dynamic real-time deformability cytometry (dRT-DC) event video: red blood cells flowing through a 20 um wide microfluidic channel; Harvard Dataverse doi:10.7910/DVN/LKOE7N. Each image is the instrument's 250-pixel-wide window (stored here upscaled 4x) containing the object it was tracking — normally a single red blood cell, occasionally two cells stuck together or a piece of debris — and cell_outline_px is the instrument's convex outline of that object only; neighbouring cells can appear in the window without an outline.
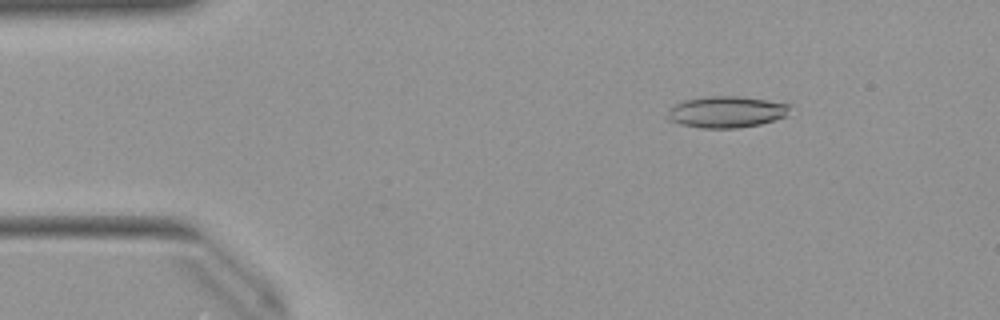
{"species": "Egyptian fruit bat (a non-hibernating species)", "species_latin": "Rousettus aegyptiacus", "temperature_condition": "warm", "stored_images_in_passage": 19, "camera_frame_rate_fps": 3000, "um_per_image_px": 0.085, "animal": {"sex": "female"}, "frame": {"image": 1, "passage_image": 6, "time_ms": 1.667, "image_size_px": [1000, 320], "cell_outline_px": [[792, 104], [788, 116], [776, 120], [760, 124], [740, 128], [700, 128], [680, 124], [668, 120], [664, 116], [676, 104], [684, 100], [708, 96], [740, 96]], "centroid_in_image_um": [61.78, 9.52], "position_along_channel_um": 23.2, "area_um2": 22.72}}
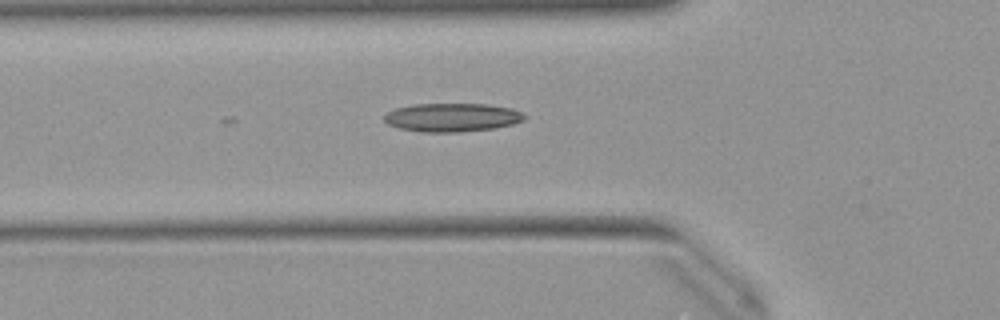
{"frame": {"image": 2, "passage_image": 16, "time_ms": 5.0, "image_size_px": [1000, 320], "cell_outline_px": [[528, 116], [524, 120], [512, 124], [496, 128], [460, 132], [420, 132], [400, 128], [388, 124], [384, 120], [384, 116], [388, 112], [396, 108], [416, 104], [488, 104], [512, 108]], "centroid_in_image_um": [38.46, 9.98], "position_along_channel_um": 87.3, "area_um2": 23.35}}
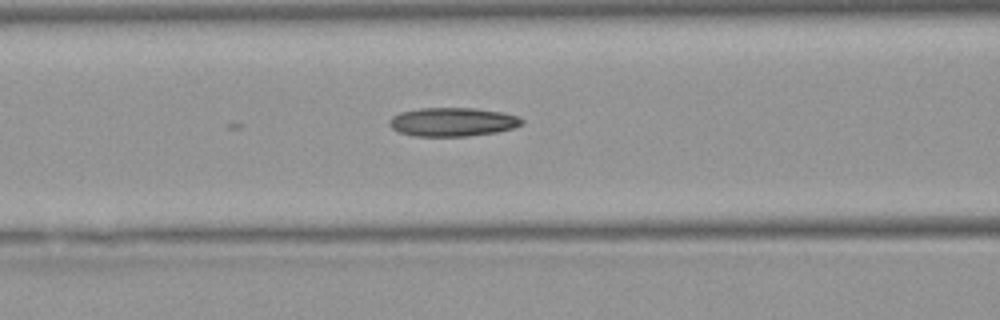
{"frame": {"image": 3, "passage_image": 19, "time_ms": 6.0, "image_size_px": [1000, 320], "cell_outline_px": [[524, 124], [512, 128], [496, 132], [468, 136], [416, 136], [400, 132], [392, 128], [388, 124], [388, 120], [392, 116], [400, 112], [420, 108], [472, 108], [500, 112], [516, 116], [524, 120]], "centroid_in_image_um": [38.44, 10.36], "position_along_channel_um": 128.2, "area_um2": 22.08}}